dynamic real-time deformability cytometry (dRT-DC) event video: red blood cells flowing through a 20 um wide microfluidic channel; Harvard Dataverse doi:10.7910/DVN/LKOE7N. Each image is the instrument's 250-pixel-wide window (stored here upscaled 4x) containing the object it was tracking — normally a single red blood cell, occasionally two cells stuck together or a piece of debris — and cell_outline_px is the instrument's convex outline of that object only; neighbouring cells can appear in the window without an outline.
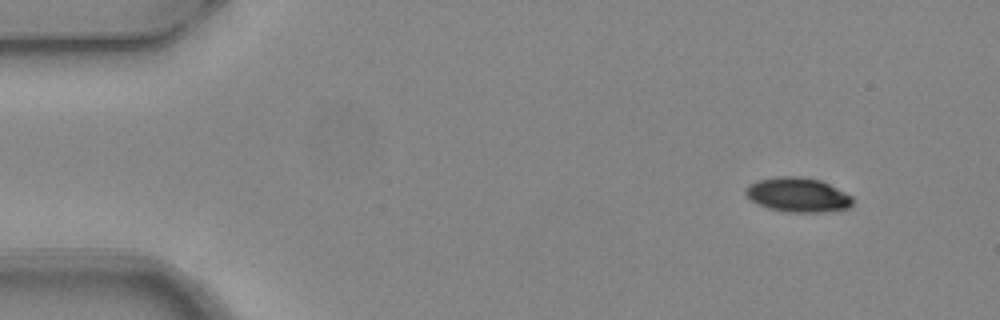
{"species": "common noctule bat (a hibernating species)", "species_latin": "Nyctalus noctula", "temperature_condition": "warm", "stored_images_in_passage": 4, "camera_frame_rate_fps": 3000, "um_per_image_px": 0.085, "animal": {"sex": "female", "body_mass_g": 24.6, "forearm_length_mm": 56.2}, "frame": {"image": 1, "passage_image": 1, "time_ms": 0.0, "image_size_px": [1000, 320], "cell_outline_px": [[852, 204], [848, 208], [828, 212], [788, 212], [768, 208], [756, 204], [744, 192], [744, 188], [748, 184], [756, 180], [776, 176], [800, 176], [820, 180], [852, 196]], "centroid_in_image_um": [67.77, 16.56], "position_along_channel_um": 17.2, "area_um2": 21.62}}